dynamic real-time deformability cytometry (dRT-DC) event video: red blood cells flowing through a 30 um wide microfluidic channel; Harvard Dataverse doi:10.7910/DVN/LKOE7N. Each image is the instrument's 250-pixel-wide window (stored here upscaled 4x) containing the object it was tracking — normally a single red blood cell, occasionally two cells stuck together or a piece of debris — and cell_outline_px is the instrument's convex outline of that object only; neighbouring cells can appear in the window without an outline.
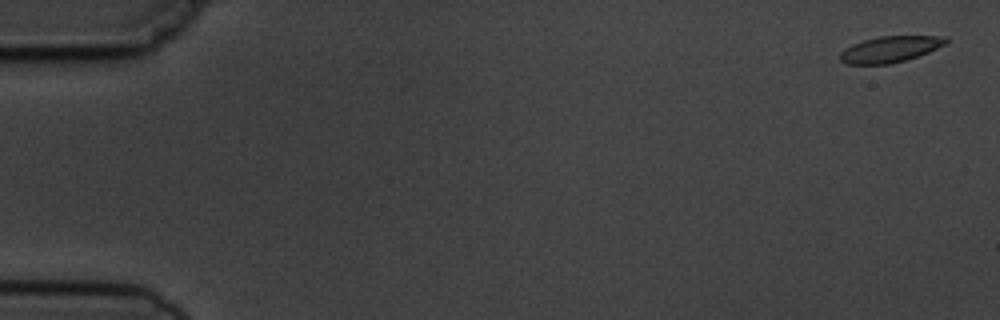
{"species": "common noctule bat (a hibernating species)", "species_latin": "Nyctalus noctula", "temperature_condition": "cold", "stored_images_in_passage": 6, "camera_frame_rate_fps": 3000, "um_per_image_px": 0.085, "animal": {"sex": "male", "body_mass_g": 19.5, "forearm_length_mm": 54.6}, "frame": {"image": 1, "passage_image": 1, "time_ms": 0.0, "image_size_px": [1000, 320], "cell_outline_px": [[948, 44], [928, 52], [904, 60], [888, 64], [848, 64], [840, 60], [840, 52], [844, 48], [852, 44], [864, 40], [880, 36], [948, 36]], "centroid_in_image_um": [75.68, 4.17], "position_along_channel_um": 9.3, "area_um2": 16.07}}
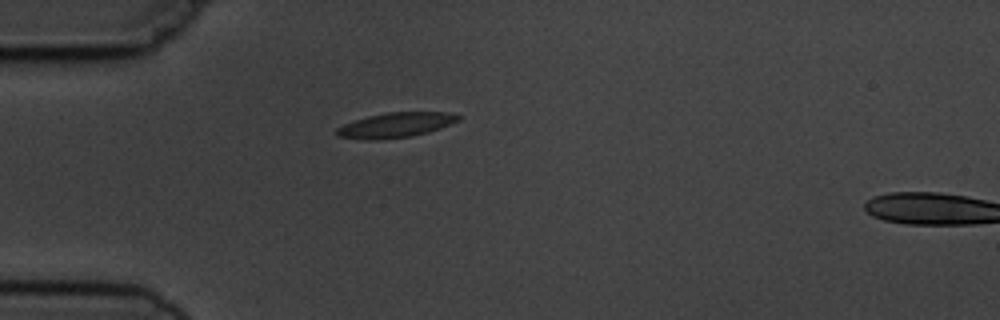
{"frame": {"image": 2, "passage_image": 5, "time_ms": 4.667, "image_size_px": [1000, 320], "cell_outline_px": [[460, 120], [440, 128], [428, 132], [412, 136], [380, 140], [364, 140], [336, 136], [336, 128], [352, 120], [368, 116], [388, 112], [448, 112], [460, 116]], "centroid_in_image_um": [33.59, 10.64], "position_along_channel_um": 51.4, "area_um2": 17.8}}